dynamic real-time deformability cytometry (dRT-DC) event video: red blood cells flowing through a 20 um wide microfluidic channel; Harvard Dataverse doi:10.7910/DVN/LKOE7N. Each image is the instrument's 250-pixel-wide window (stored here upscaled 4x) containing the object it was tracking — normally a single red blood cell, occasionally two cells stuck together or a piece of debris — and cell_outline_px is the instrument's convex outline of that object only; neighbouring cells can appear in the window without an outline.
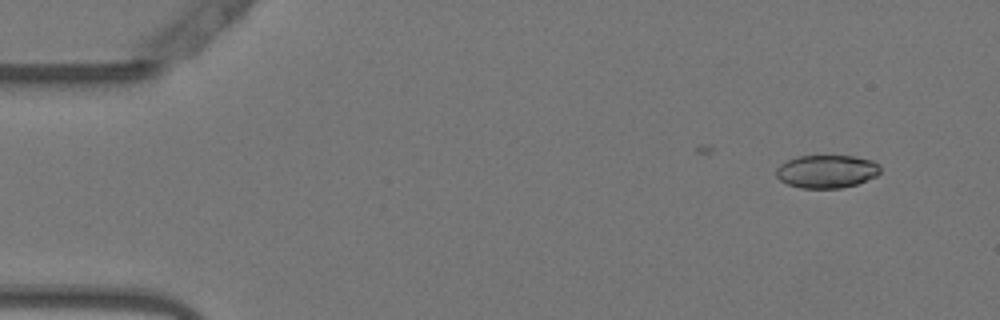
{"species": "Egyptian fruit bat (a non-hibernating species)", "species_latin": "Rousettus aegyptiacus", "temperature_condition": "warm", "stored_images_in_passage": 11, "camera_frame_rate_fps": 3000, "um_per_image_px": 0.085, "animal": {"sex": "female"}, "frame": {"image": 1, "passage_image": 4, "time_ms": 1.0, "image_size_px": [1000, 320], "cell_outline_px": [[880, 172], [876, 176], [856, 184], [840, 188], [800, 188], [788, 184], [780, 180], [776, 176], [776, 168], [780, 164], [796, 156], [856, 156], [872, 160], [880, 164]], "centroid_in_image_um": [70.27, 14.56], "position_along_channel_um": 14.7, "area_um2": 20.11}}